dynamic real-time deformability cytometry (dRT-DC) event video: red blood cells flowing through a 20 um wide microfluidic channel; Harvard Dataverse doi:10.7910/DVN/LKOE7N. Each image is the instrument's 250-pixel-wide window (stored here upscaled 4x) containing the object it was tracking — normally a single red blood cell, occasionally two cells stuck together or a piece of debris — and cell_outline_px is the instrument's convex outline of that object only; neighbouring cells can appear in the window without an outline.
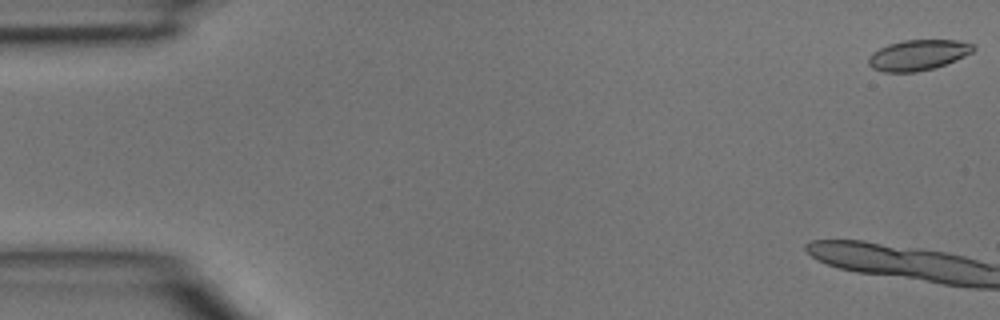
{"species": "common noctule bat (a hibernating species)", "species_latin": "Nyctalus noctula", "temperature_condition": "room temperature", "stored_images_in_passage": 10, "camera_frame_rate_fps": 3000, "um_per_image_px": 0.085, "animal": {"sex": "male", "body_mass_g": 15.6}, "frame": {"image": 1, "passage_image": 1, "time_ms": 0.0, "image_size_px": [1000, 320], "cell_outline_px": [[976, 48], [972, 52], [956, 60], [932, 68], [916, 72], [884, 72], [872, 68], [868, 64], [868, 56], [872, 52], [888, 44], [904, 40], [956, 40], [976, 44]], "centroid_in_image_um": [78.03, 4.67], "position_along_channel_um": 7.0, "area_um2": 18.67}}